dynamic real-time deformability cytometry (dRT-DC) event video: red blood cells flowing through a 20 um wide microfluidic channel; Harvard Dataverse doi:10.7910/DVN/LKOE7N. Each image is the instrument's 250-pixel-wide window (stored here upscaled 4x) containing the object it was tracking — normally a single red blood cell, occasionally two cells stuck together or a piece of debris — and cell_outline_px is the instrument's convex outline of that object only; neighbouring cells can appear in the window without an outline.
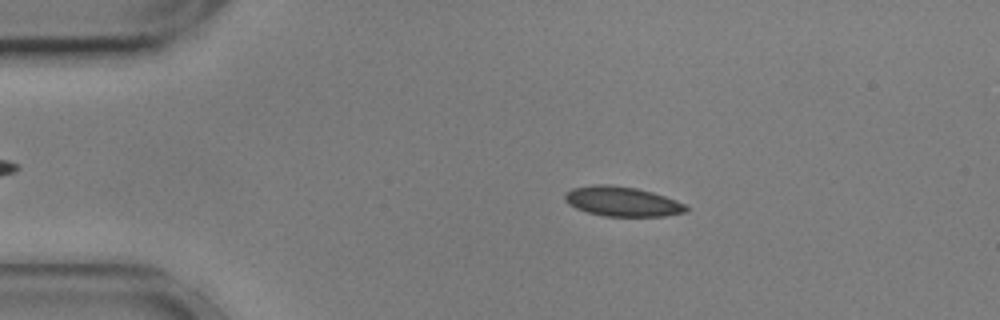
{"species": "common noctule bat (a hibernating species)", "species_latin": "Nyctalus noctula", "temperature_condition": "cold", "stored_images_in_passage": 56, "camera_frame_rate_fps": 3000, "um_per_image_px": 0.085, "animal": {"sex": "male", "body_mass_g": 17.9, "forearm_length_mm": 54.2}, "frame": {"image": 1, "passage_image": 11, "time_ms": 3.333, "image_size_px": [1000, 320], "cell_outline_px": [[688, 212], [664, 216], [604, 216], [588, 212], [576, 208], [568, 204], [564, 200], [564, 192], [572, 188], [596, 184], [608, 184], [636, 188], [652, 192], [676, 200], [684, 204], [688, 208]], "centroid_in_image_um": [52.86, 17.12], "position_along_channel_um": 32.1, "area_um2": 21.04}}
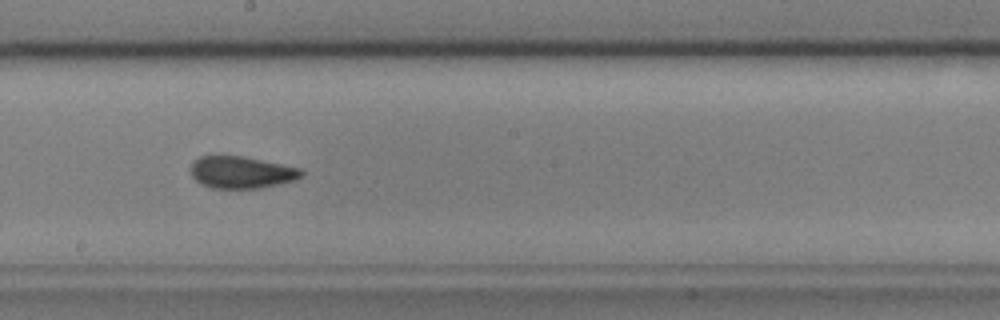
{"frame": {"image": 2, "passage_image": 31, "time_ms": 10.0, "image_size_px": [1000, 320], "cell_outline_px": [[304, 176], [292, 180], [260, 188], [212, 188], [200, 184], [192, 176], [192, 160], [200, 156], [244, 156], [300, 168], [304, 172]], "centroid_in_image_um": [20.5, 14.64], "position_along_channel_um": 227.7, "area_um2": 20.52}}
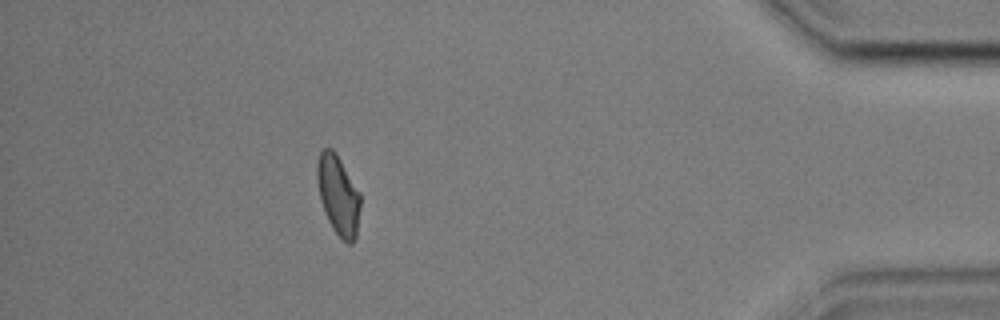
{"frame": {"image": 3, "passage_image": 50, "time_ms": 16.333, "image_size_px": [1000, 320], "cell_outline_px": [[360, 208], [356, 236], [352, 244], [348, 244], [332, 228], [328, 220], [320, 200], [316, 180], [316, 164], [320, 152], [324, 148], [332, 148], [336, 152], [360, 192]], "centroid_in_image_um": [28.74, 16.55], "position_along_channel_um": 406.5, "area_um2": 20.17}, "authors_computed_cell_mechanics": {"area_um2": 20.3456, "velocity_mm_per_s": 3.5907, "shape_relaxation_time_tau1_ms": 9.121, "shape_relaxation_time_tau2_ms": 1.3087, "deformation_change_tau1": 0.1624, "deformation_change_tau2": 0.0433}}